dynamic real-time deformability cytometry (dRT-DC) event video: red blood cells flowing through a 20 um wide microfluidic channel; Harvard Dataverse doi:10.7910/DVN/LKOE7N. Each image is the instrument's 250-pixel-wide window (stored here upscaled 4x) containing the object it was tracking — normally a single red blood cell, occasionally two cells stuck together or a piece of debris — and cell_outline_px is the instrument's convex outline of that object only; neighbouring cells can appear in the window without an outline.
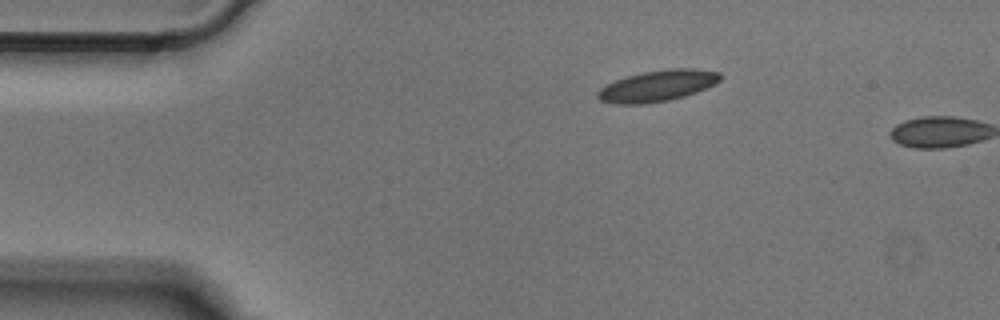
{"species": "Egyptian fruit bat (a non-hibernating species)", "species_latin": "Rousettus aegyptiacus", "temperature_condition": "cold", "stored_images_in_passage": 2, "camera_frame_rate_fps": 3000, "um_per_image_px": 0.085, "animal": {"sex": "male"}, "frame": {"image": 1, "passage_image": 1, "time_ms": 0.0, "image_size_px": [1000, 320], "cell_outline_px": [[724, 76], [716, 84], [696, 92], [684, 96], [668, 100], [644, 104], [612, 104], [600, 100], [596, 96], [596, 92], [600, 88], [616, 80], [640, 72], [668, 68], [696, 68], [720, 72]], "centroid_in_image_um": [55.91, 7.28], "position_along_channel_um": 29.1, "area_um2": 22.54}}